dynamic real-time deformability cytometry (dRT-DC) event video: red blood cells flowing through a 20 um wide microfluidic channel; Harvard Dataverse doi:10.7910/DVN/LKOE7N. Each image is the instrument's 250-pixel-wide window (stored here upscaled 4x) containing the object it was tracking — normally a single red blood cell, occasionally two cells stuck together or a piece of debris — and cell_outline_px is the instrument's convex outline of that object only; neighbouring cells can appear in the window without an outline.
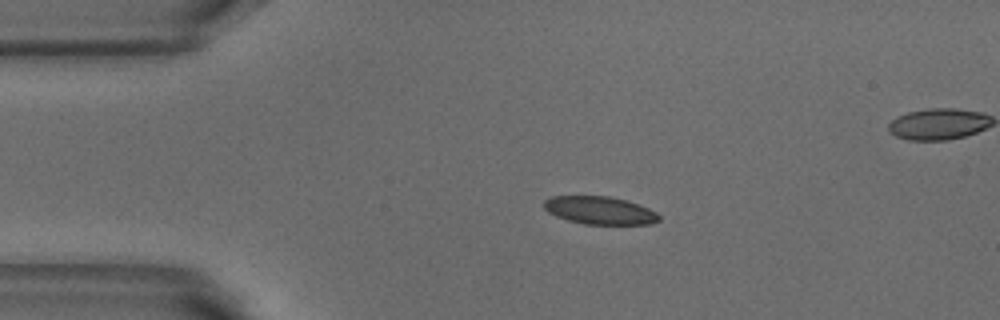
{"species": "common noctule bat (a hibernating species)", "species_latin": "Nyctalus noctula", "temperature_condition": "warm", "stored_images_in_passage": 44, "segment_of_instrument_passage": [1, 2], "camera_frame_rate_fps": 3000, "um_per_image_px": 0.085, "animal": {"sex": "male", "body_mass_g": 18.8}, "frame": {"image": 1, "passage_image": 1, "time_ms": 0.0, "image_size_px": [1000, 320], "cell_outline_px": [[660, 220], [652, 224], [584, 224], [568, 220], [556, 216], [548, 212], [544, 208], [544, 200], [548, 196], [608, 196], [628, 200], [648, 208], [656, 212], [660, 216]], "centroid_in_image_um": [50.98, 17.88], "position_along_channel_um": 34.0, "area_um2": 18.79}}
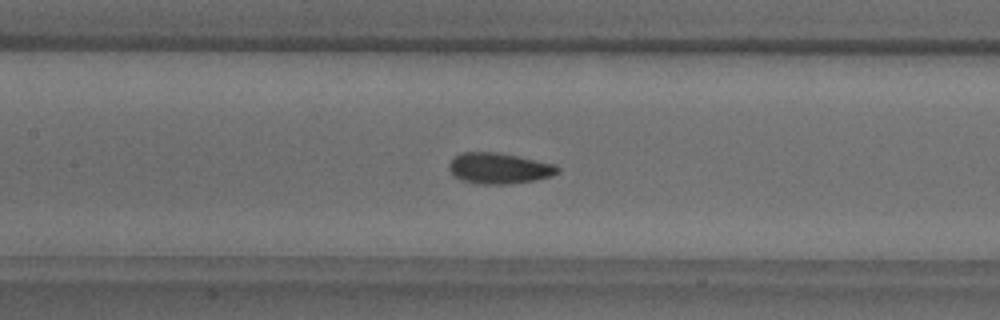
{"frame": {"image": 2, "passage_image": 14, "time_ms": 4.333, "image_size_px": [1000, 320], "cell_outline_px": [[560, 172], [552, 176], [536, 180], [512, 184], [480, 184], [464, 180], [456, 176], [448, 168], [448, 164], [460, 152], [496, 152], [556, 164], [560, 168]], "centroid_in_image_um": [42.47, 14.31], "position_along_channel_um": 164.9, "area_um2": 19.48}}
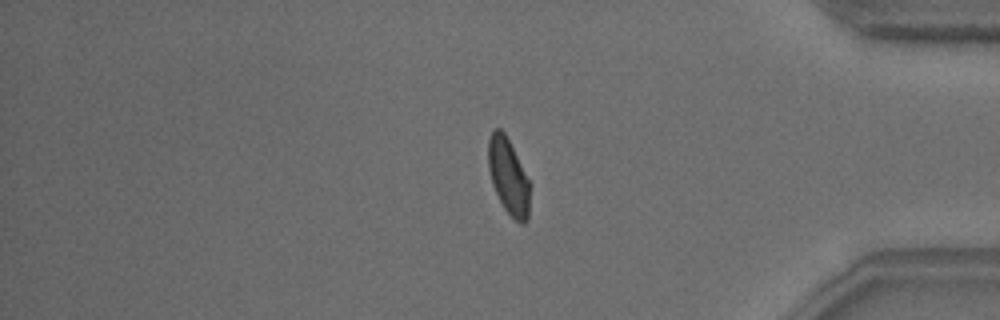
{"frame": {"image": 3, "passage_image": 34, "time_ms": 11.0, "image_size_px": [1000, 320], "cell_outline_px": [[528, 220], [524, 224], [520, 224], [504, 208], [492, 184], [488, 168], [488, 140], [492, 128], [500, 128], [504, 132], [528, 180]], "centroid_in_image_um": [43.17, 14.98], "position_along_channel_um": 392.0, "area_um2": 17.86}}